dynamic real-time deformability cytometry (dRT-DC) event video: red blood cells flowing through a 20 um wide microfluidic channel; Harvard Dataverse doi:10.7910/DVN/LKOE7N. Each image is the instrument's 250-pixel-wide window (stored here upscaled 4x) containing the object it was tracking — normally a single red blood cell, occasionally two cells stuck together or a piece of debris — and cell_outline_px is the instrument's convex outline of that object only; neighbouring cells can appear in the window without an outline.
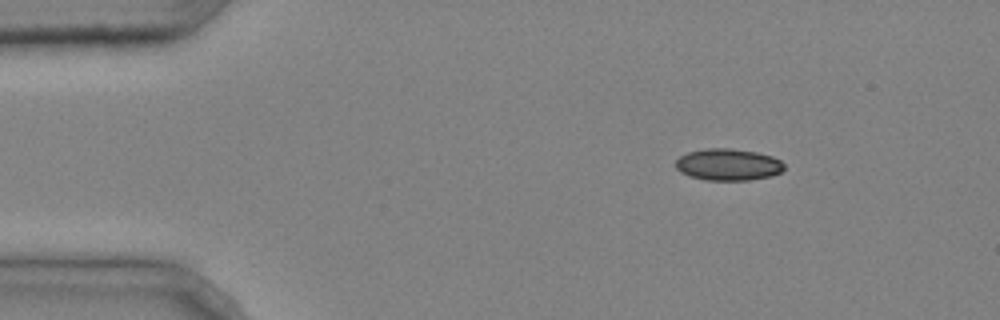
{"species": "common noctule bat (a hibernating species)", "species_latin": "Nyctalus noctula", "temperature_condition": "cold", "stored_images_in_passage": 2, "camera_frame_rate_fps": 3000, "um_per_image_px": 0.085, "animal": {"sex": "male", "body_mass_g": 20.4}, "frame": {"image": 1, "passage_image": 1, "time_ms": 0.0, "image_size_px": [1000, 320], "cell_outline_px": [[784, 168], [780, 172], [772, 176], [748, 180], [704, 180], [688, 176], [680, 172], [676, 168], [676, 160], [680, 156], [688, 152], [708, 148], [732, 148], [756, 152], [772, 156], [780, 160], [784, 164]], "centroid_in_image_um": [61.88, 13.99], "position_along_channel_um": 23.1, "area_um2": 20.17}}